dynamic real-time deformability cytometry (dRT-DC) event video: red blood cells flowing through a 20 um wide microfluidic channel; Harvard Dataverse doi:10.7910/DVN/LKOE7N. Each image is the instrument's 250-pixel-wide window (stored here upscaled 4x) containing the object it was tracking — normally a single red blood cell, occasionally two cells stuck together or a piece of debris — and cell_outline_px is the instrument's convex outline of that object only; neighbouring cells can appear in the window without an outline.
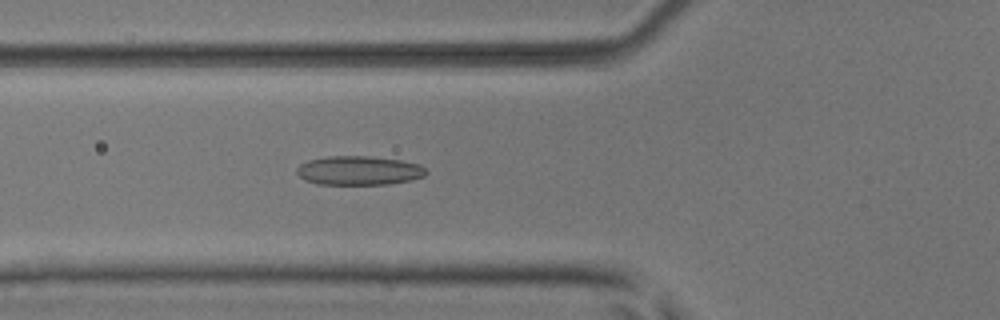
{"species": "common noctule bat (a hibernating species)", "species_latin": "Nyctalus noctula", "temperature_condition": "room temperature", "stored_images_in_passage": 39, "camera_frame_rate_fps": 3000, "um_per_image_px": 0.085, "animal": {"sex": "male", "body_mass_g": 17.9, "forearm_length_mm": 54.2}, "frame": {"image": 1, "passage_image": 9, "time_ms": 2.667, "image_size_px": [1000, 320], "cell_outline_px": [[428, 172], [424, 176], [412, 180], [388, 184], [316, 184], [304, 180], [296, 172], [296, 168], [300, 164], [308, 160], [328, 156], [368, 156], [400, 160], [420, 164]], "centroid_in_image_um": [30.5, 14.49], "position_along_channel_um": 95.3, "area_um2": 21.96}}
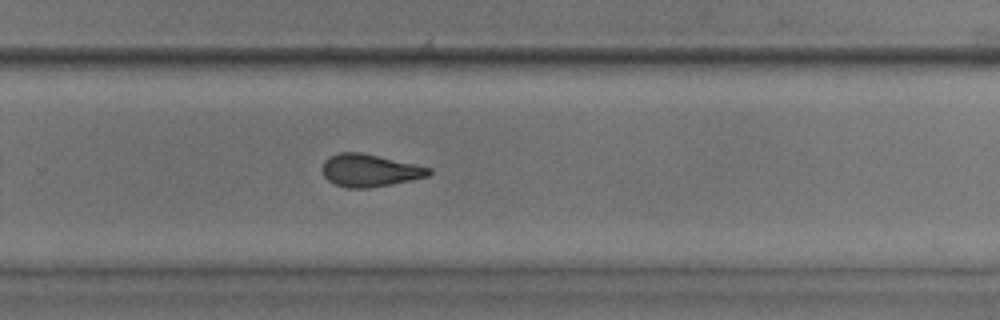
{"frame": {"image": 2, "passage_image": 24, "time_ms": 7.667, "image_size_px": [1000, 320], "cell_outline_px": [[432, 172], [428, 176], [368, 188], [348, 188], [336, 184], [328, 180], [324, 176], [324, 160], [328, 156], [340, 152], [360, 152], [432, 168]], "centroid_in_image_um": [31.4, 14.47], "position_along_channel_um": 298.4, "area_um2": 19.77}}
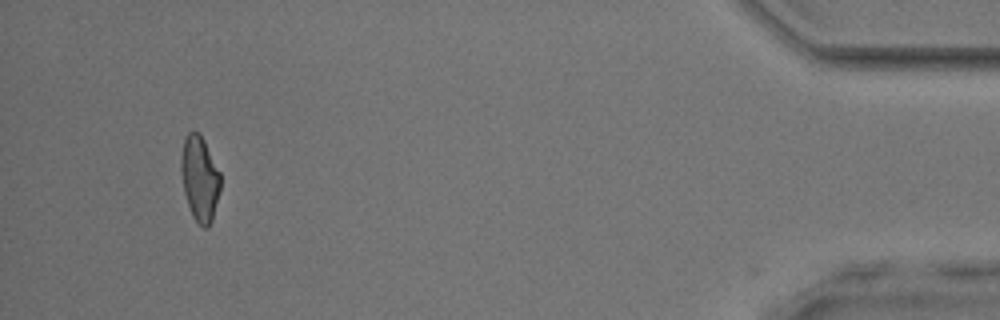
{"frame": {"image": 3, "passage_image": 38, "time_ms": 12.333, "image_size_px": [1000, 320], "cell_outline_px": [[220, 188], [212, 220], [208, 228], [204, 228], [192, 216], [184, 192], [180, 168], [180, 156], [184, 140], [188, 132], [200, 132], [220, 172]], "centroid_in_image_um": [16.96, 15.16], "position_along_channel_um": 418.2, "area_um2": 19.48}, "authors_computed_cell_mechanics": {"area_um2": 20.4034, "velocity_mm_per_s": 4.0681, "shape_relaxation_time_tau1_ms": 9.9344, "shape_relaxation_time_tau2_ms": 3.3412, "deformation_change_tau1": 0.2323, "deformation_change_tau2": 0.116}}